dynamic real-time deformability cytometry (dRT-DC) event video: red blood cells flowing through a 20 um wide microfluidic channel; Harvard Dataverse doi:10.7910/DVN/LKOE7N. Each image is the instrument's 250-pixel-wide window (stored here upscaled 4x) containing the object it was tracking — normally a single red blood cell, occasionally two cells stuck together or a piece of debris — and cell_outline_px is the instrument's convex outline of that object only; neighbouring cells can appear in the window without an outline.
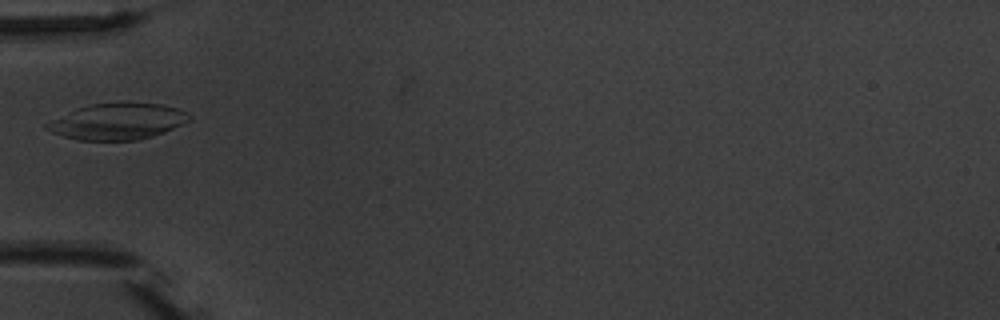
{"species": "common noctule bat (a hibernating species)", "species_latin": "Nyctalus noctula", "temperature_condition": "warm", "stored_images_in_passage": 2, "camera_frame_rate_fps": 3000, "um_per_image_px": 0.085, "animal": {"sex": "male", "body_mass_g": 20.1, "forearm_length_mm": 53.5}, "frame": {"image": 1, "passage_image": 2, "time_ms": 1.0, "image_size_px": [1000, 320], "cell_outline_px": [[192, 120], [184, 124], [164, 132], [152, 136], [136, 140], [76, 140], [52, 132], [44, 128], [44, 124], [52, 120], [88, 104], [160, 104], [176, 108], [188, 112], [192, 116]], "centroid_in_image_um": [10.03, 10.35], "position_along_channel_um": 75.0, "area_um2": 29.54}}